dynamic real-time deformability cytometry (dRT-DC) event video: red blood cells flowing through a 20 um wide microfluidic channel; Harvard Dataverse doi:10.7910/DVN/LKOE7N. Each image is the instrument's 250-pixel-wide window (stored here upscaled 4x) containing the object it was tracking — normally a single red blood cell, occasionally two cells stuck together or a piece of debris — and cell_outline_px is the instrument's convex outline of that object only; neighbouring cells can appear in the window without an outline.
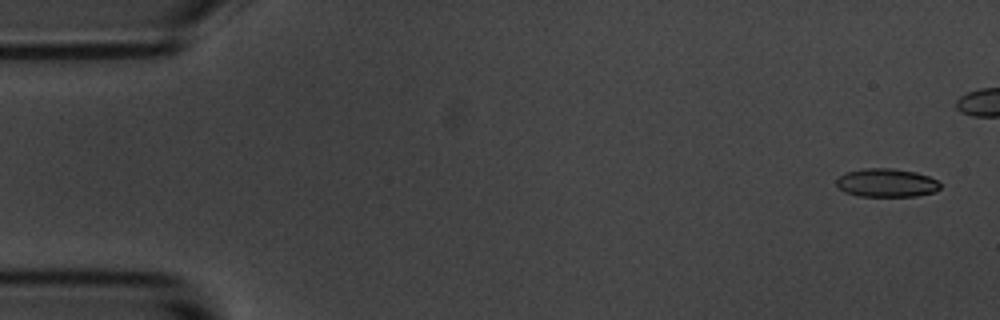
{"species": "common noctule bat (a hibernating species)", "species_latin": "Nyctalus noctula", "temperature_condition": "room temperature", "stored_images_in_passage": 17, "camera_frame_rate_fps": 3000, "um_per_image_px": 0.085, "animal": {"sex": "male", "body_mass_g": 20.1, "forearm_length_mm": 53.5}, "frame": {"image": 1, "passage_image": 1, "time_ms": 0.0, "image_size_px": [1000, 320], "cell_outline_px": [[940, 188], [936, 192], [916, 196], [860, 196], [844, 192], [836, 184], [836, 180], [844, 172], [864, 168], [892, 168], [916, 172], [928, 176], [936, 180], [940, 184]], "centroid_in_image_um": [75.35, 15.54], "position_along_channel_um": 9.7, "area_um2": 17.28}}
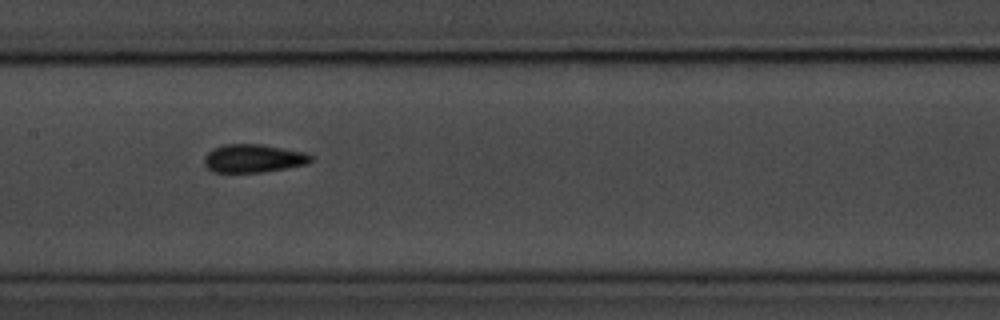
{"frame": {"image": 2, "passage_image": 10, "time_ms": 11.333, "image_size_px": [1000, 320], "cell_outline_px": [[312, 160], [308, 164], [260, 172], [212, 172], [204, 164], [204, 156], [212, 148], [224, 144], [260, 144], [284, 148], [304, 152], [312, 156]], "centroid_in_image_um": [21.51, 13.45], "position_along_channel_um": 185.9, "area_um2": 17.51}, "authors_computed_cell_mechanics": {"area_um2": 17.2822, "velocity_mm_per_s": 3.5021, "shape_relaxation_time_tau1_ms": 2.1982, "shape_relaxation_time_tau2_ms": 0.8709, "deformation_change_tau1": 0.0931, "deformation_change_tau2": 0.0453}}